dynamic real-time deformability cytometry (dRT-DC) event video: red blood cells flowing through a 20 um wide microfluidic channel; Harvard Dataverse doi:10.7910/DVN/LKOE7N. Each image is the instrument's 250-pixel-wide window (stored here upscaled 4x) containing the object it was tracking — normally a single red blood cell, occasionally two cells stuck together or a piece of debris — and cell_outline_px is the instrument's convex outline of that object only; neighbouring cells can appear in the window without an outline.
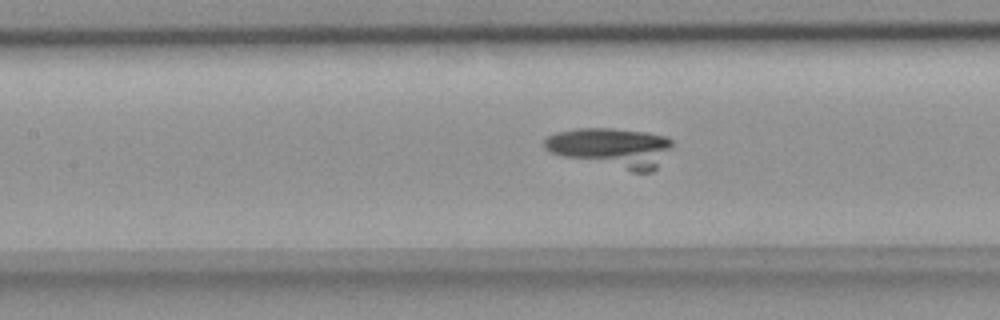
{"species": "common noctule bat (a hibernating species)", "species_latin": "Nyctalus noctula", "temperature_condition": "room temperature", "stored_images_in_passage": 52, "camera_frame_rate_fps": 3000, "um_per_image_px": 0.085, "animal": {"sex": "female", "body_mass_g": 18.4}, "frame": {"image": 1, "passage_image": 21, "time_ms": 6.667, "image_size_px": [1000, 320], "cell_outline_px": [[672, 144], [656, 168], [652, 172], [632, 172], [560, 156], [544, 148], [544, 140], [548, 136], [556, 132], [580, 128], [612, 128], [644, 132], [664, 136], [672, 140]], "centroid_in_image_um": [51.93, 12.56], "position_along_channel_um": 155.5, "area_um2": 29.42}}
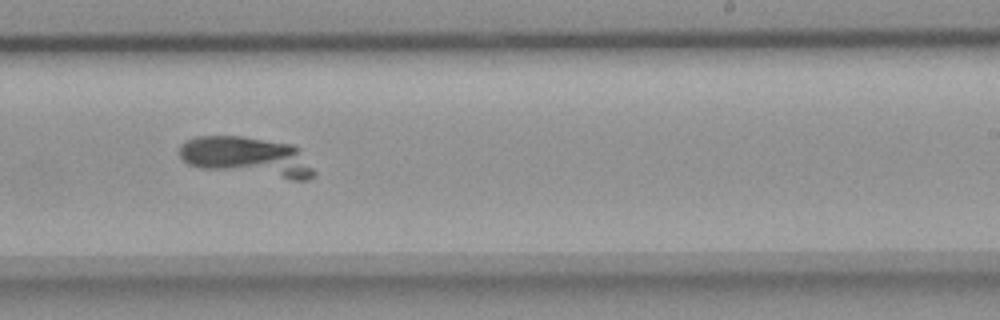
{"frame": {"image": 2, "passage_image": 30, "time_ms": 9.667, "image_size_px": [1000, 320], "cell_outline_px": [[316, 172], [308, 180], [292, 180], [200, 168], [188, 164], [180, 156], [180, 144], [184, 140], [196, 136], [244, 136], [292, 144], [296, 148]], "centroid_in_image_um": [20.96, 13.33], "position_along_channel_um": 268.0, "area_um2": 31.15}}
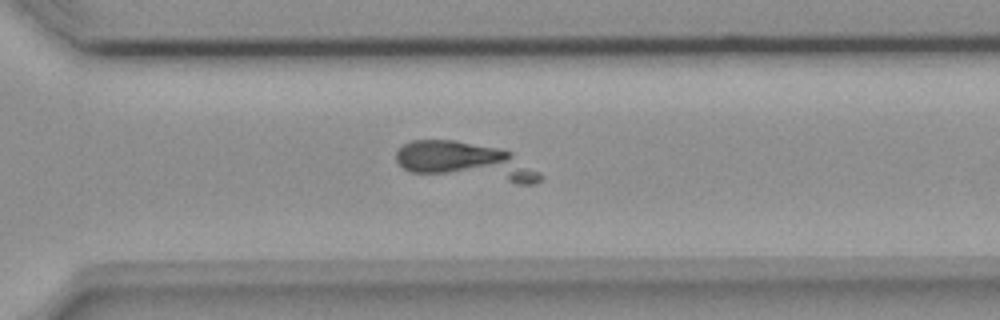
{"frame": {"image": 3, "passage_image": 35, "time_ms": 11.333, "image_size_px": [1000, 320], "cell_outline_px": [[544, 176], [536, 184], [516, 184], [412, 172], [404, 168], [396, 160], [396, 152], [404, 144], [412, 140], [456, 140], [496, 148], [512, 152], [540, 172]], "centroid_in_image_um": [39.62, 13.75], "position_along_channel_um": 331.0, "area_um2": 32.02}}